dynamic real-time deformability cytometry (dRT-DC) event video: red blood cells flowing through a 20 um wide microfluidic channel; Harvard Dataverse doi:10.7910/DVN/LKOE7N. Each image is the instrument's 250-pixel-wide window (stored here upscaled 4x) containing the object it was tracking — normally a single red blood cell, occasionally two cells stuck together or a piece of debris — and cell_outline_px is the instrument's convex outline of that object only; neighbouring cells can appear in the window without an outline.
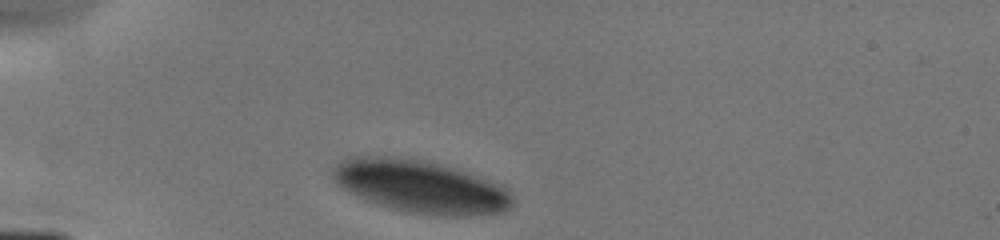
{"species": "human", "species_latin": "Homo sapiens", "temperature_condition": "cold", "stored_images_in_passage": 3, "camera_frame_rate_fps": 3000, "um_per_image_px": 0.085, "donor": {"sex": "male"}, "frame": {"image": 1, "passage_image": 1, "time_ms": 0.0, "image_size_px": [1000, 240], "cell_outline_px": [[512, 204], [508, 208], [500, 212], [468, 216], [452, 216], [408, 212], [376, 204], [364, 200], [348, 192], [336, 184], [332, 180], [332, 168], [336, 164], [352, 156], [388, 156], [416, 160], [436, 164], [452, 168], [504, 184], [512, 192]], "centroid_in_image_um": [35.72, 15.86], "position_along_channel_um": 49.3, "area_um2": 54.97}}
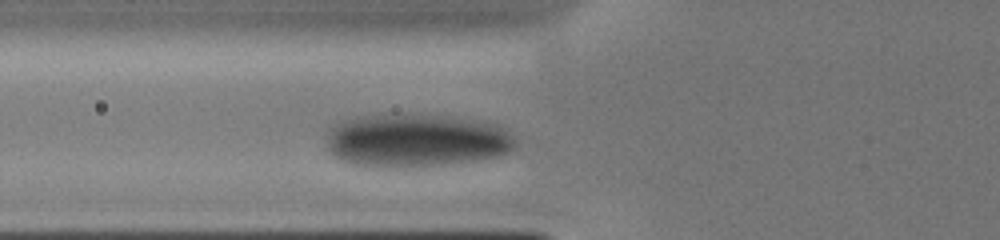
{"frame": {"image": 2, "passage_image": 3, "time_ms": 1.667, "image_size_px": [1000, 240], "cell_outline_px": [[516, 144], [512, 152], [500, 156], [480, 160], [452, 164], [404, 168], [396, 168], [356, 164], [340, 160], [328, 148], [328, 132], [332, 128], [356, 116], [452, 116], [476, 120], [496, 124], [516, 136]], "centroid_in_image_um": [35.5, 11.98], "position_along_channel_um": 90.3, "area_um2": 58.32}}